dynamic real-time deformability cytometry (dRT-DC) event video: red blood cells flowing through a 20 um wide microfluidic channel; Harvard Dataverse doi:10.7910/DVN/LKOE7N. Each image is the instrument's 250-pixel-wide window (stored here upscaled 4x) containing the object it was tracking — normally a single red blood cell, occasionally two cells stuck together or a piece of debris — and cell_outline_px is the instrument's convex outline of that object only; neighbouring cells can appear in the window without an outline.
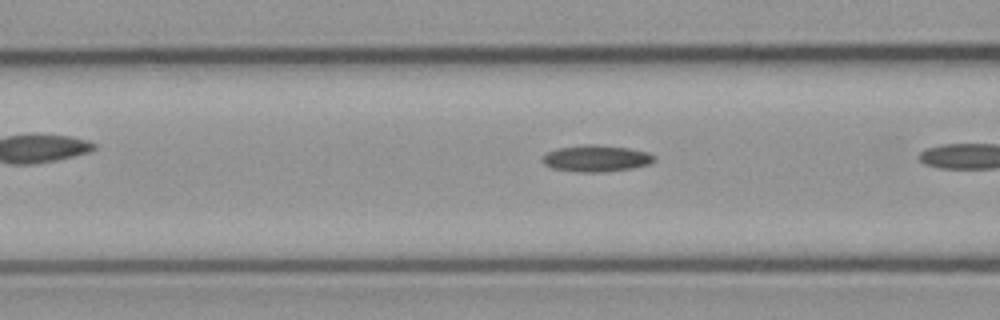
{"species": "common noctule bat (a hibernating species)", "species_latin": "Nyctalus noctula", "temperature_condition": "cold", "stored_images_in_passage": 12, "camera_frame_rate_fps": 3000, "um_per_image_px": 0.085, "animal": {"sex": "male", "body_mass_g": 23.1, "forearm_length_mm": 52.7}, "frame": {"image": 1, "passage_image": 6, "time_ms": 1.667, "image_size_px": [1000, 320], "cell_outline_px": [[656, 160], [648, 164], [632, 168], [596, 172], [580, 172], [552, 168], [544, 164], [544, 152], [556, 148], [580, 144], [596, 144], [628, 148], [648, 152], [656, 156]], "centroid_in_image_um": [50.66, 13.44], "position_along_channel_um": 115.9, "area_um2": 17.34}}